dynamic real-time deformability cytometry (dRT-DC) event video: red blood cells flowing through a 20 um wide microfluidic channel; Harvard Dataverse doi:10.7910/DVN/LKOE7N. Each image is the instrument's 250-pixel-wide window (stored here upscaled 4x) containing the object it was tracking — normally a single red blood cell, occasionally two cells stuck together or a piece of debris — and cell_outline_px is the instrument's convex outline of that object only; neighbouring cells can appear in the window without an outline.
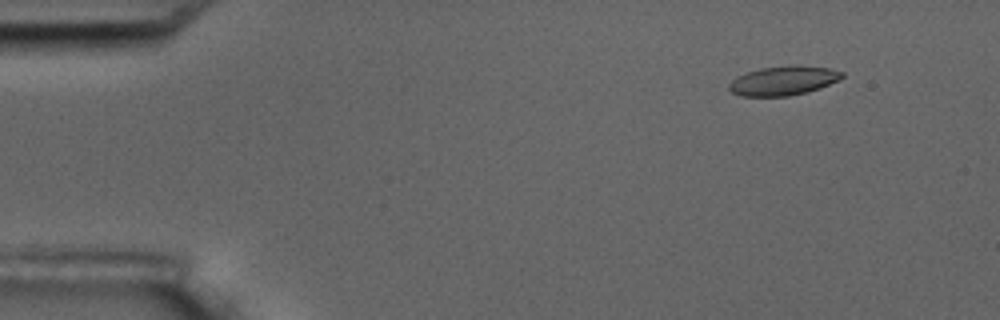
{"species": "common noctule bat (a hibernating species)", "species_latin": "Nyctalus noctula", "temperature_condition": "room temperature", "stored_images_in_passage": 5, "camera_frame_rate_fps": 3000, "um_per_image_px": 0.085, "animal": {"sex": "male", "body_mass_g": 17.5, "forearm_length_mm": 52.3}, "frame": {"image": 1, "passage_image": 2, "time_ms": 1.0, "image_size_px": [1000, 320], "cell_outline_px": [[844, 76], [840, 80], [820, 88], [808, 92], [788, 96], [740, 96], [732, 92], [728, 88], [728, 84], [736, 76], [760, 68], [828, 68], [844, 72]], "centroid_in_image_um": [66.55, 6.91], "position_along_channel_um": 18.4, "area_um2": 18.5}}
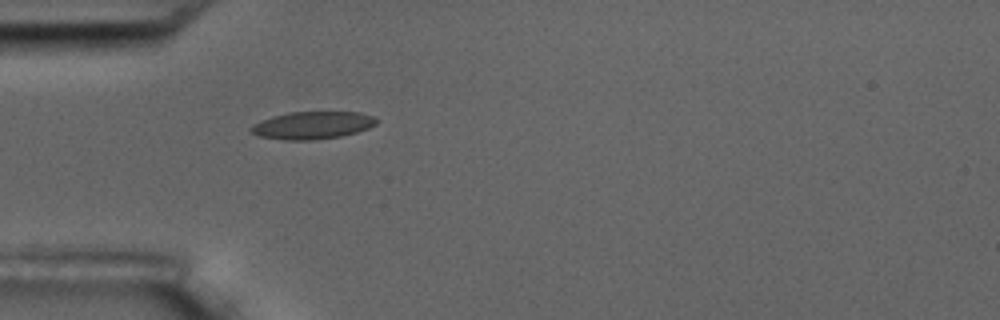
{"frame": {"image": 2, "passage_image": 5, "time_ms": 4.667, "image_size_px": [1000, 320], "cell_outline_px": [[380, 120], [376, 124], [368, 128], [356, 132], [340, 136], [316, 140], [284, 140], [260, 136], [252, 132], [252, 124], [260, 120], [272, 116], [288, 112], [360, 112], [376, 116]], "centroid_in_image_um": [26.6, 10.64], "position_along_channel_um": 58.4, "area_um2": 20.23}}